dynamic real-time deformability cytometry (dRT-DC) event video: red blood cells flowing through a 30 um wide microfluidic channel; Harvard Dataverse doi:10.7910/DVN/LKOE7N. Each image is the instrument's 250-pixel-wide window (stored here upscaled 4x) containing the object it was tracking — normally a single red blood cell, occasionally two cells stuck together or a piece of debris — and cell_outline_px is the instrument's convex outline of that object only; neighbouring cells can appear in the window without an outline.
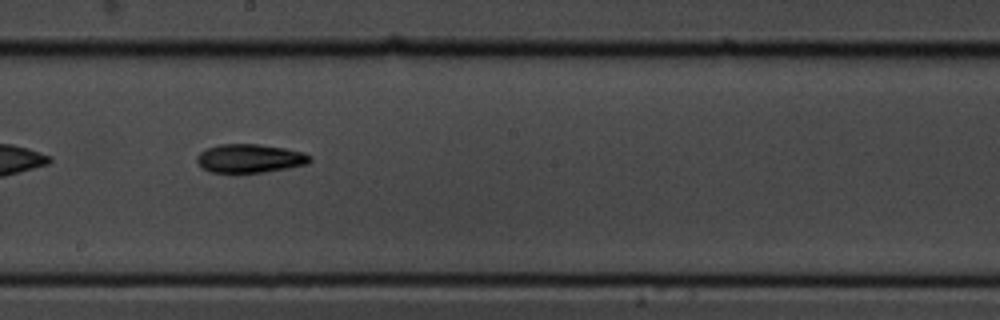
{"species": "common noctule bat (a hibernating species)", "species_latin": "Nyctalus noctula", "temperature_condition": "cold", "stored_images_in_passage": 31, "camera_frame_rate_fps": 3000, "um_per_image_px": 0.085, "animal": {"sex": "male", "body_mass_g": 19.5, "forearm_length_mm": 54.6}, "frame": {"image": 1, "passage_image": 14, "time_ms": 4.333, "image_size_px": [1000, 320], "cell_outline_px": [[312, 160], [308, 164], [288, 168], [264, 172], [212, 172], [204, 168], [196, 160], [196, 156], [204, 148], [220, 144], [260, 144], [284, 148], [304, 152], [312, 156]], "centroid_in_image_um": [21.26, 13.45], "position_along_channel_um": 226.9, "area_um2": 18.9}}
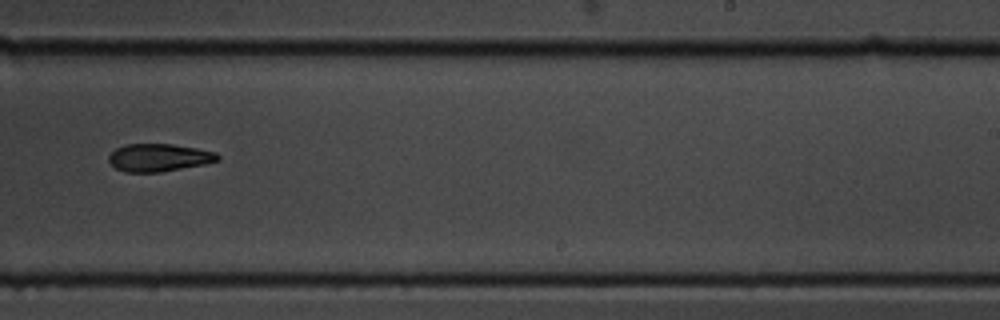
{"frame": {"image": 2, "passage_image": 18, "time_ms": 5.667, "image_size_px": [1000, 320], "cell_outline_px": [[220, 160], [204, 164], [160, 172], [124, 172], [116, 168], [108, 160], [108, 156], [116, 148], [124, 144], [172, 144], [196, 148], [216, 152], [220, 156]], "centroid_in_image_um": [13.5, 13.39], "position_along_channel_um": 275.5, "area_um2": 17.57}, "authors_computed_cell_mechanics": {"area_um2": 18.0914, "velocity_mm_per_s": 3.6544, "shape_relaxation_time_tau1_ms": 3.7798, "shape_relaxation_time_tau2_ms": 10.0299, "deformation_change_tau1": 0.1294, "deformation_change_tau2": 0.2266}}